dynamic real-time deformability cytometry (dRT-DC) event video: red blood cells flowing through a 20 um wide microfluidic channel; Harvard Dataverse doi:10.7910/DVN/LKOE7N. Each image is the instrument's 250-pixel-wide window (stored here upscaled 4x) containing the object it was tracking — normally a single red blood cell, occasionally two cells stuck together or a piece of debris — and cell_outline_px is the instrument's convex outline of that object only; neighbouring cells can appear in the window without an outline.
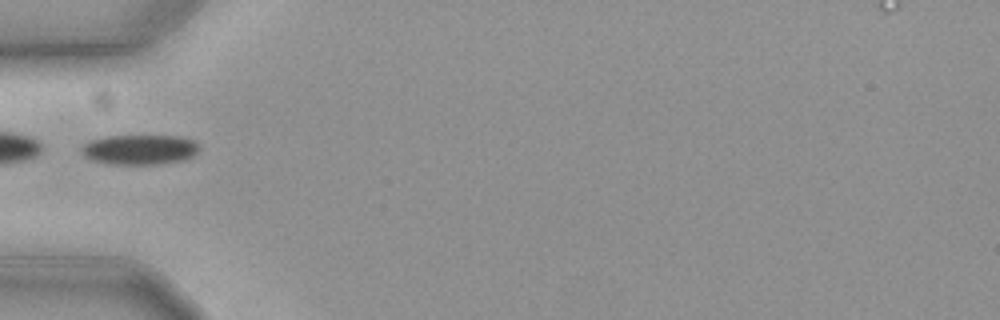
{"species": "common noctule bat (a hibernating species)", "species_latin": "Nyctalus noctula", "temperature_condition": "cold", "stored_images_in_passage": 30, "camera_frame_rate_fps": 3000, "um_per_image_px": 0.085, "animal": {"sex": "female", "body_mass_g": 19.3, "forearm_length_mm": 54.1}, "frame": {"image": 1, "passage_image": 1, "time_ms": 0.0, "image_size_px": [1000, 320], "cell_outline_px": [[196, 152], [192, 156], [184, 160], [160, 164], [108, 164], [92, 160], [84, 156], [80, 148], [84, 144], [92, 140], [108, 136], [176, 136], [192, 140], [196, 144]], "centroid_in_image_um": [11.82, 12.72], "position_along_channel_um": 73.2, "area_um2": 20.29}}